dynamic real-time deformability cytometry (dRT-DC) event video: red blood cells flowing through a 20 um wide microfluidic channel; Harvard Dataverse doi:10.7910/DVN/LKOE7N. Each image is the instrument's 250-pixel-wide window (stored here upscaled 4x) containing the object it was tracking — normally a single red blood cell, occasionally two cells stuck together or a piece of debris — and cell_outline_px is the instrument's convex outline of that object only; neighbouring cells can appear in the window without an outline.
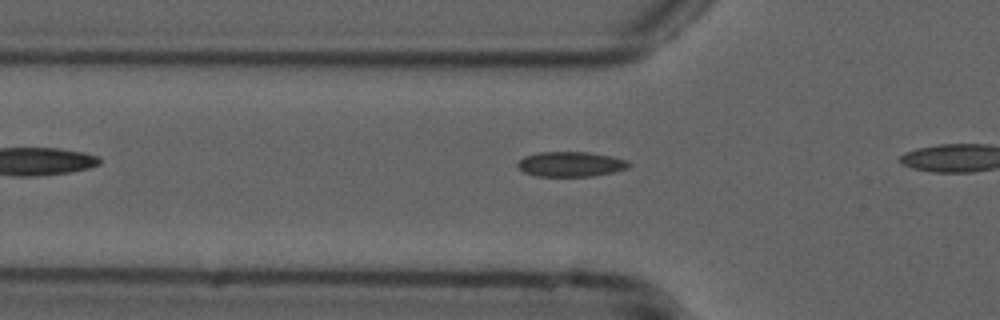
{"species": "common noctule bat (a hibernating species)", "species_latin": "Nyctalus noctula", "temperature_condition": "cold", "stored_images_in_passage": 12, "camera_frame_rate_fps": 3000, "um_per_image_px": 0.085, "animal": {"sex": "male", "forearm_length_mm": 52.5}, "frame": {"image": 1, "passage_image": 3, "time_ms": 0.667, "image_size_px": [1000, 320], "cell_outline_px": [[632, 164], [628, 168], [612, 172], [592, 176], [536, 176], [524, 172], [516, 164], [524, 156], [536, 152], [588, 152], [612, 156], [628, 160]], "centroid_in_image_um": [48.53, 13.94], "position_along_channel_um": 77.3, "area_um2": 16.24}}
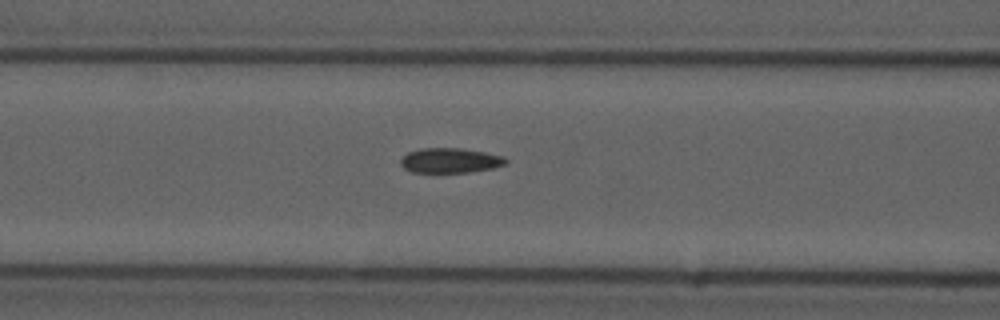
{"frame": {"image": 2, "passage_image": 7, "time_ms": 2.0, "image_size_px": [1000, 320], "cell_outline_px": [[508, 160], [504, 164], [492, 168], [468, 172], [412, 172], [404, 168], [400, 164], [400, 160], [408, 152], [420, 148], [460, 148], [484, 152], [504, 156]], "centroid_in_image_um": [38.24, 13.63], "position_along_channel_um": 128.4, "area_um2": 15.14}}
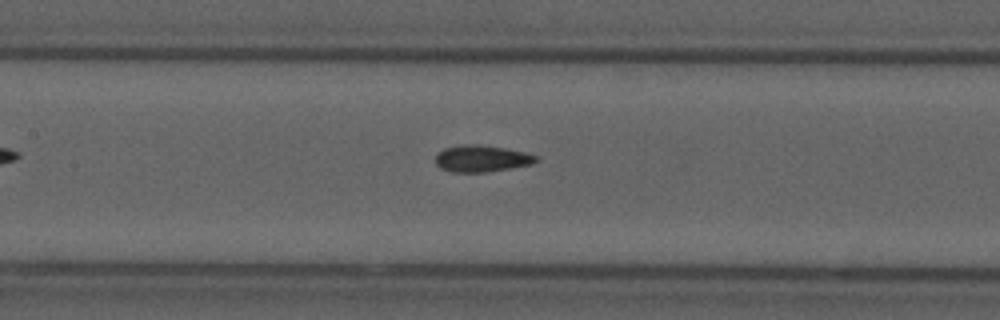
{"frame": {"image": 3, "passage_image": 10, "time_ms": 3.0, "image_size_px": [1000, 320], "cell_outline_px": [[540, 160], [532, 164], [512, 168], [484, 172], [452, 172], [440, 168], [436, 164], [436, 156], [444, 148], [464, 144], [480, 144], [504, 148], [524, 152], [540, 156]], "centroid_in_image_um": [40.98, 13.48], "position_along_channel_um": 166.4, "area_um2": 15.72}}